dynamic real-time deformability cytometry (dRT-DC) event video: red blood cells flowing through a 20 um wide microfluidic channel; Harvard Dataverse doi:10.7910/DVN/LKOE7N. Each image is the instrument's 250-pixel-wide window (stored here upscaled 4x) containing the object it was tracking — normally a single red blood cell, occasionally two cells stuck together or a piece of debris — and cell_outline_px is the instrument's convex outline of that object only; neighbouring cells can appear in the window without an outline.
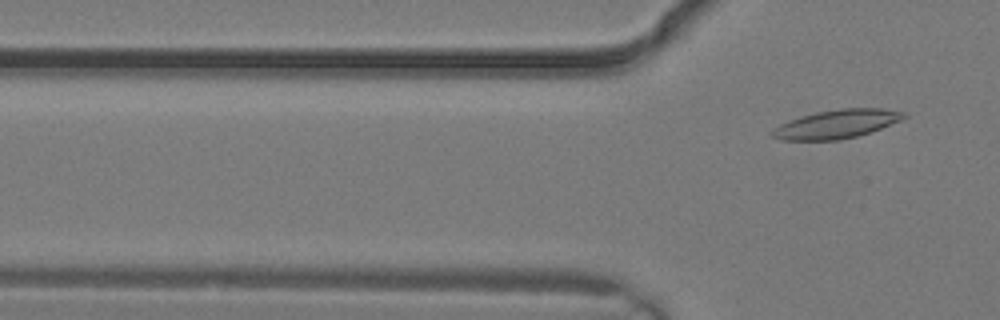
{"species": "common noctule bat (a hibernating species)", "species_latin": "Nyctalus noctula", "temperature_condition": "warm", "stored_images_in_passage": 3, "camera_frame_rate_fps": 3000, "um_per_image_px": 0.085, "animal": {"sex": "male", "body_mass_g": 19.2, "forearm_length_mm": 51.8}, "frame": {"image": 1, "passage_image": 3, "time_ms": 0.667, "image_size_px": [1000, 320], "cell_outline_px": [[908, 116], [900, 120], [872, 132], [856, 136], [836, 140], [780, 140], [768, 136], [768, 132], [780, 124], [816, 112], [840, 108], [884, 108], [904, 112]], "centroid_in_image_um": [71.09, 10.55], "position_along_channel_um": 54.7, "area_um2": 21.96}}